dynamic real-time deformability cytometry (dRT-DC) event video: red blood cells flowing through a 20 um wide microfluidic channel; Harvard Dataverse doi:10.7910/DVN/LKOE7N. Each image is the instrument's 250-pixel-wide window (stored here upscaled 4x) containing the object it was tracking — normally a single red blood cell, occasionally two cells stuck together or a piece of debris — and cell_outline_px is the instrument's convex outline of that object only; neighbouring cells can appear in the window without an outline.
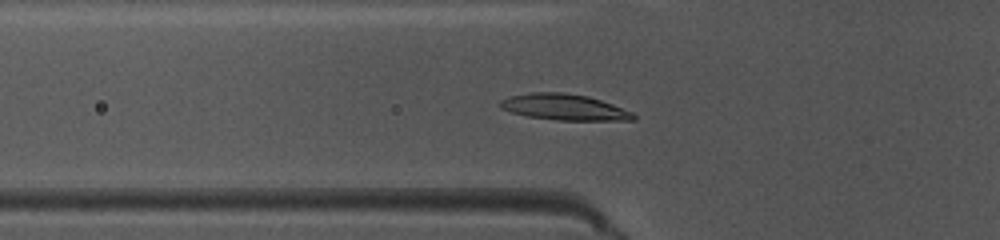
{"species": "common noctule bat (a hibernating species)", "species_latin": "Nyctalus noctula", "temperature_condition": "warm", "stored_images_in_passage": 42, "camera_frame_rate_fps": 3000, "um_per_image_px": 0.085, "animal": {"sex": "female", "body_mass_g": 10.0, "forearm_length_mm": 53.1}, "frame": {"image": 1, "passage_image": 10, "time_ms": 3.0, "image_size_px": [1000, 240], "cell_outline_px": [[636, 120], [560, 120], [528, 116], [512, 112], [500, 108], [500, 100], [512, 96], [532, 92], [564, 92], [588, 96], [612, 104], [632, 112], [636, 116]], "centroid_in_image_um": [47.98, 9.1], "position_along_channel_um": 77.8, "area_um2": 20.0}}
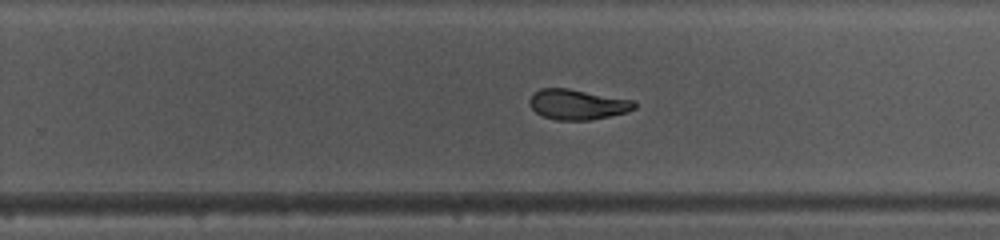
{"frame": {"image": 2, "passage_image": 25, "time_ms": 8.0, "image_size_px": [1000, 240], "cell_outline_px": [[636, 108], [628, 112], [588, 120], [556, 120], [544, 116], [536, 112], [528, 104], [528, 100], [532, 92], [540, 88], [568, 88], [632, 100], [636, 104]], "centroid_in_image_um": [49.04, 8.87], "position_along_channel_um": 280.8, "area_um2": 18.5}}
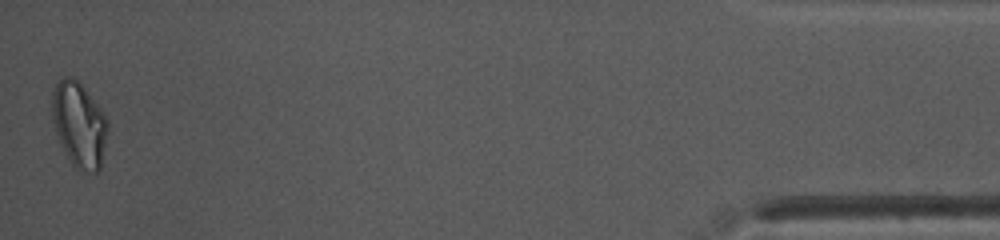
{"frame": {"image": 3, "passage_image": 42, "time_ms": 13.667, "image_size_px": [1000, 240], "cell_outline_px": [[108, 128], [100, 168], [96, 172], [92, 172], [76, 168], [72, 164], [56, 132], [52, 116], [52, 92], [56, 84], [64, 76], [72, 76], [84, 88], [108, 120]], "centroid_in_image_um": [6.72, 10.57], "position_along_channel_um": 428.5, "area_um2": 26.88}, "authors_computed_cell_mechanics": {"area_um2": 19.3052, "velocity_mm_per_s": 4.0406, "shape_relaxation_time_tau1_ms": 4.5592, "shape_relaxation_time_tau2_ms": 2.7784, "deformation_change_tau1": 0.1523, "deformation_change_tau2": 0.0512}}